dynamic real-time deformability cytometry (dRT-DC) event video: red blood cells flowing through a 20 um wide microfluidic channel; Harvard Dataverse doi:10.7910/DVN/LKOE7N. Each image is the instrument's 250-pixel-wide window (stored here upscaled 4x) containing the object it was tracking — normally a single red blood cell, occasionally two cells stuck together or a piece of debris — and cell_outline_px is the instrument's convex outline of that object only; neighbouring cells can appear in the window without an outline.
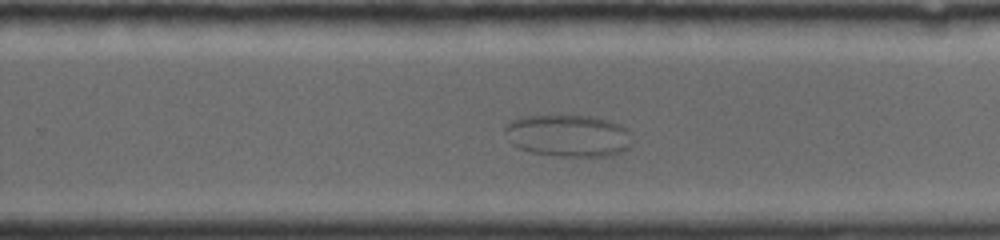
{"species": "common noctule bat (a hibernating species)", "species_latin": "Nyctalus noctula", "temperature_condition": "room temperature", "stored_images_in_passage": 31, "camera_frame_rate_fps": 4000, "um_per_image_px": 0.085, "animal": {"sex": "female", "body_mass_g": 19.0, "forearm_length_mm": 56.7}, "frame": {"image": 1, "passage_image": 21, "time_ms": 8.75, "image_size_px": [1000, 240], "cell_outline_px": [[632, 144], [628, 148], [620, 152], [604, 156], [560, 156], [532, 152], [520, 148], [512, 144], [504, 132], [504, 128], [512, 120], [520, 116], [592, 116], [608, 120], [620, 124], [628, 132]], "centroid_in_image_um": [48.28, 11.52], "position_along_channel_um": 281.5, "area_um2": 30.92}}